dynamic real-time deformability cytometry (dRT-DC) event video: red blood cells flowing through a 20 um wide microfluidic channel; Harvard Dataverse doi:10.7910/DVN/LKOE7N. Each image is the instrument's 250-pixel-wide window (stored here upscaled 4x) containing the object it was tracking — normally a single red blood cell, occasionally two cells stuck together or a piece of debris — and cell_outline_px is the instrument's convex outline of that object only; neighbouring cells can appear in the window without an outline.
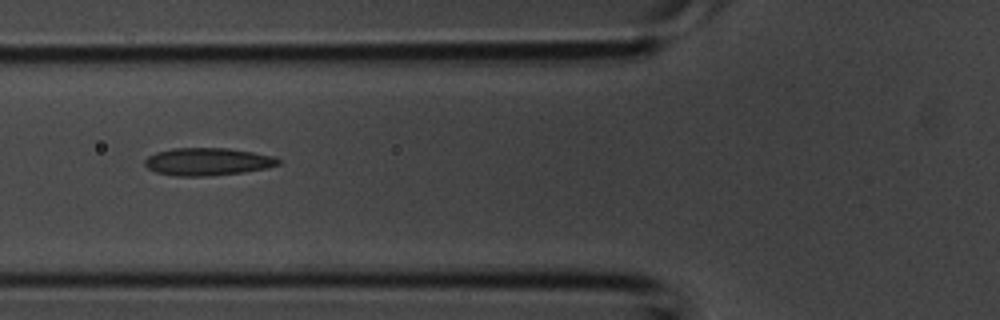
{"species": "common noctule bat (a hibernating species)", "species_latin": "Nyctalus noctula", "temperature_condition": "room temperature", "stored_images_in_passage": 3, "camera_frame_rate_fps": 3000, "um_per_image_px": 0.085, "animal": {"sex": "male", "body_mass_g": 20.1, "forearm_length_mm": 53.5}, "frame": {"image": 1, "passage_image": 3, "time_ms": 0.667, "image_size_px": [1000, 320], "cell_outline_px": [[280, 164], [268, 168], [244, 172], [204, 176], [176, 176], [156, 172], [148, 168], [144, 164], [144, 160], [148, 156], [156, 152], [172, 148], [228, 148], [276, 156], [280, 160]], "centroid_in_image_um": [17.66, 13.74], "position_along_channel_um": 108.1, "area_um2": 21.56}}